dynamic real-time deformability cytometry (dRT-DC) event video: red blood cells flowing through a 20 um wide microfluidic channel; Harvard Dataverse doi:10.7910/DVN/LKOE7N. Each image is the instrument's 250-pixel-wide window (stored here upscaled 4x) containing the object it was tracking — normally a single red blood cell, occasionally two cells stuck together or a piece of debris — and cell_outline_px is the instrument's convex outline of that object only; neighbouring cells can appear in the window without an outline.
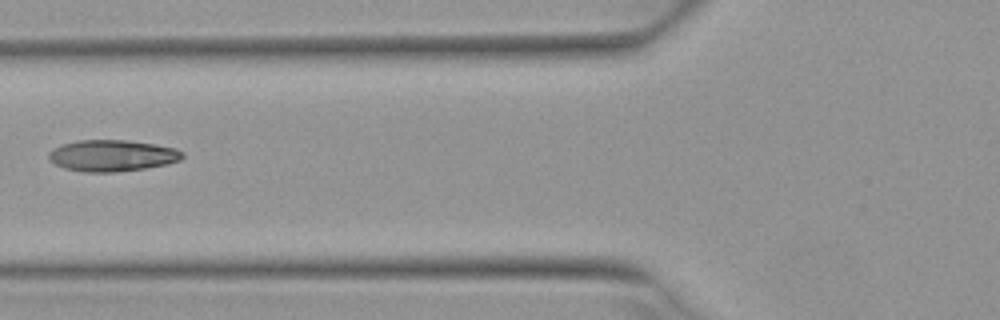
{"species": "Egyptian fruit bat (a non-hibernating species)", "species_latin": "Rousettus aegyptiacus", "temperature_condition": "warm", "stored_images_in_passage": 7, "camera_frame_rate_fps": 3000, "um_per_image_px": 0.085, "animal": {"sex": "female"}, "frame": {"image": 1, "passage_image": 6, "time_ms": 1.667, "image_size_px": [1000, 320], "cell_outline_px": [[184, 156], [180, 160], [168, 164], [144, 168], [116, 172], [84, 172], [64, 168], [48, 160], [48, 152], [60, 144], [76, 140], [128, 140], [176, 148], [184, 152]], "centroid_in_image_um": [9.51, 13.22], "position_along_channel_um": 116.3, "area_um2": 24.62}}
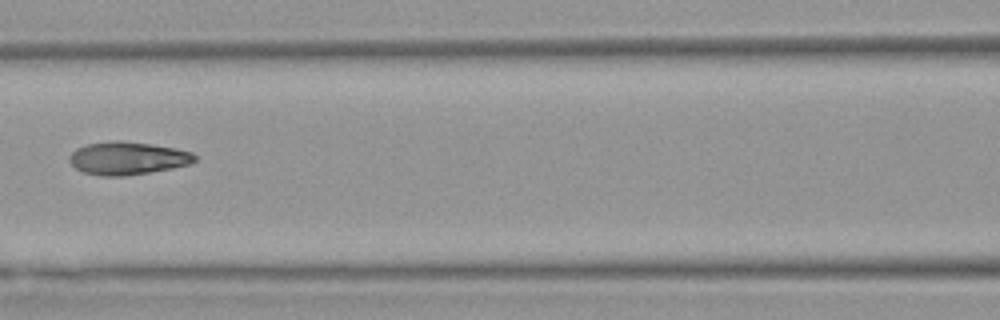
{"frame": {"image": 2, "passage_image": 7, "time_ms": 2.0, "image_size_px": [1000, 320], "cell_outline_px": [[196, 160], [188, 164], [172, 168], [124, 176], [100, 176], [84, 172], [76, 168], [68, 160], [68, 156], [76, 148], [88, 144], [112, 140], [120, 140], [152, 144], [176, 148], [192, 152], [196, 156]], "centroid_in_image_um": [10.82, 13.44], "position_along_channel_um": 155.8, "area_um2": 24.04}}